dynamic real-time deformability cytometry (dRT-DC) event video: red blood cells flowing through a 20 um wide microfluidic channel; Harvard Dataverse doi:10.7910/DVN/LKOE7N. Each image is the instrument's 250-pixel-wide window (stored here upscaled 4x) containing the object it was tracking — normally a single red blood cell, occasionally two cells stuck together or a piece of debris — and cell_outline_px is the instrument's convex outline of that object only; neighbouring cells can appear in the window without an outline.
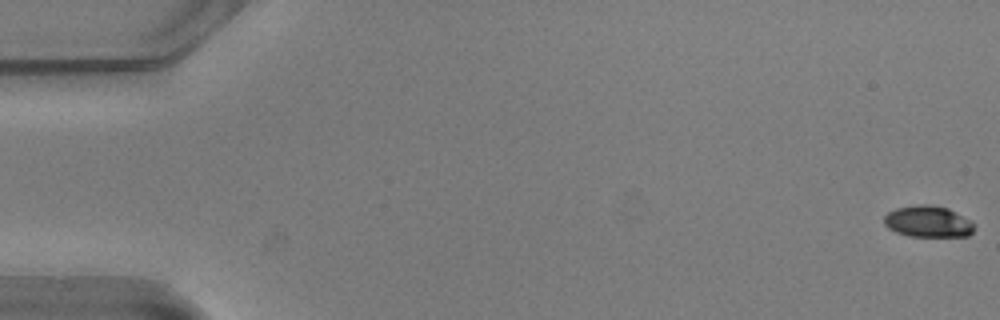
{"species": "common noctule bat (a hibernating species)", "species_latin": "Nyctalus noctula", "temperature_condition": "warm", "stored_images_in_passage": 55, "camera_frame_rate_fps": 3000, "um_per_image_px": 0.085, "animal": {"sex": "male", "body_mass_g": 20.5, "forearm_length_mm": 52.5}, "frame": {"image": 1, "passage_image": 1, "time_ms": 0.0, "image_size_px": [1000, 320], "cell_outline_px": [[976, 224], [972, 232], [968, 236], [908, 236], [896, 232], [888, 228], [884, 224], [884, 216], [888, 212], [896, 208], [916, 204], [932, 204], [948, 208], [972, 220]], "centroid_in_image_um": [78.9, 18.82], "position_along_channel_um": 6.1, "area_um2": 16.76}}
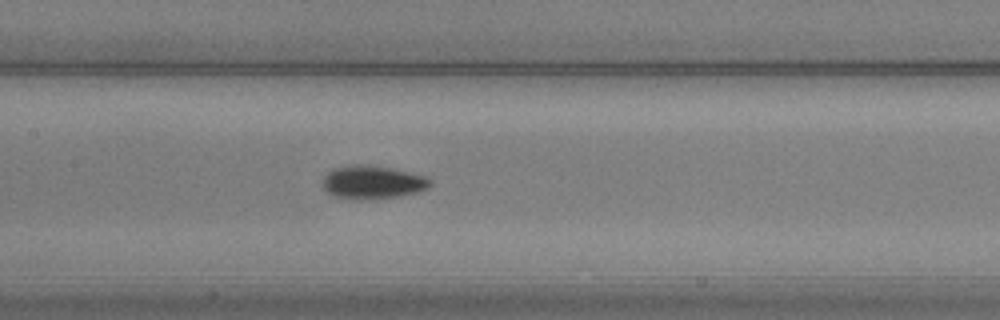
{"frame": {"image": 2, "passage_image": 27, "time_ms": 8.667, "image_size_px": [1000, 320], "cell_outline_px": [[432, 184], [428, 188], [416, 192], [400, 196], [380, 200], [352, 200], [332, 196], [324, 188], [320, 180], [328, 172], [336, 168], [352, 164], [360, 164], [392, 168], [428, 176], [432, 180]], "centroid_in_image_um": [31.67, 15.51], "position_along_channel_um": 175.7, "area_um2": 21.44}}
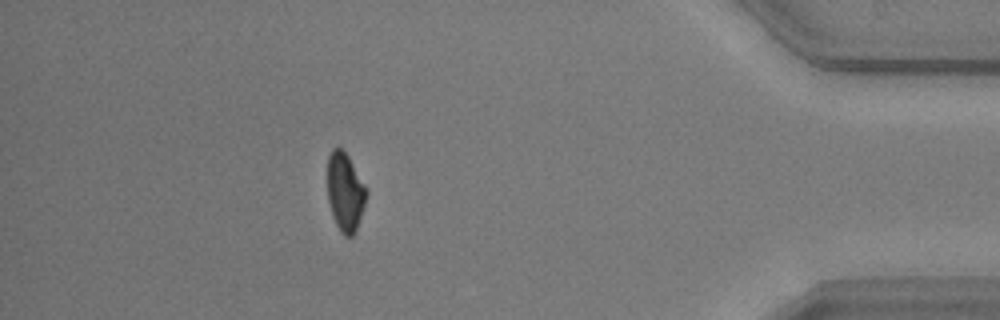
{"frame": {"image": 3, "passage_image": 49, "time_ms": 16.0, "image_size_px": [1000, 320], "cell_outline_px": [[368, 192], [356, 232], [352, 236], [344, 236], [340, 232], [332, 216], [328, 200], [328, 156], [332, 148], [340, 148], [348, 156], [368, 188]], "centroid_in_image_um": [29.35, 16.34], "position_along_channel_um": 405.9, "area_um2": 17.92}, "authors_computed_cell_mechanics": {"area_um2": 18.6116, "velocity_mm_per_s": 3.7763, "shape_relaxation_time_tau1_ms": 3.6632, "shape_relaxation_time_tau2_ms": 4.5696, "deformation_change_tau1": 0.1448, "deformation_change_tau2": 0.0699}}